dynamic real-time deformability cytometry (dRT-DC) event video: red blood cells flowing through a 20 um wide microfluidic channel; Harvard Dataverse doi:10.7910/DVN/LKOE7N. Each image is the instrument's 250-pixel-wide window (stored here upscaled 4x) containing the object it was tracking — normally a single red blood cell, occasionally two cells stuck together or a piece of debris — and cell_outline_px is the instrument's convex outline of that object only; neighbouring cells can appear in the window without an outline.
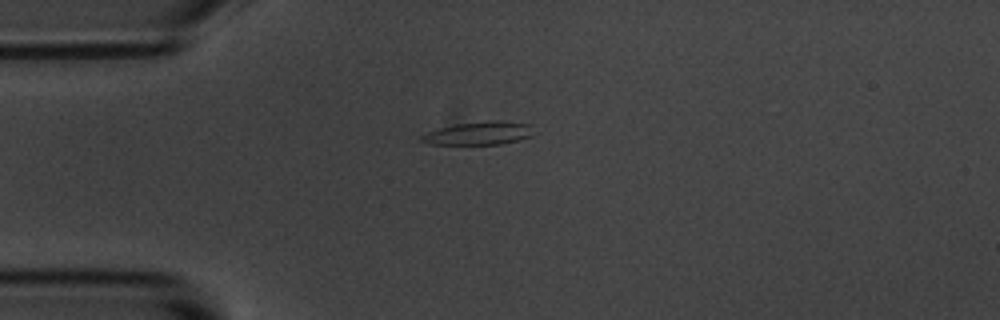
{"species": "common noctule bat (a hibernating species)", "species_latin": "Nyctalus noctula", "temperature_condition": "room temperature", "stored_images_in_passage": 5, "camera_frame_rate_fps": 3000, "um_per_image_px": 0.085, "animal": {"sex": "male", "body_mass_g": 20.1, "forearm_length_mm": 53.5}, "frame": {"image": 1, "passage_image": 1, "time_ms": 0.0, "image_size_px": [1000, 320], "cell_outline_px": [[532, 136], [520, 140], [500, 144], [428, 144], [420, 140], [420, 136], [428, 132], [440, 128], [456, 124], [492, 120], [500, 120], [532, 124]], "centroid_in_image_um": [40.75, 11.32], "position_along_channel_um": 44.3, "area_um2": 15.14}}
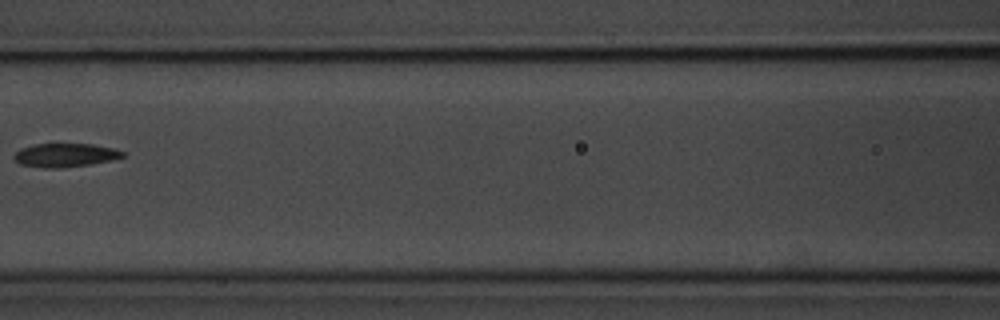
{"frame": {"image": 2, "passage_image": 4, "time_ms": 3.667, "image_size_px": [1000, 320], "cell_outline_px": [[124, 156], [112, 160], [92, 164], [60, 168], [44, 168], [20, 164], [12, 156], [20, 148], [36, 144], [92, 144], [112, 148], [124, 152]], "centroid_in_image_um": [5.52, 13.19], "position_along_channel_um": 161.1, "area_um2": 14.91}}
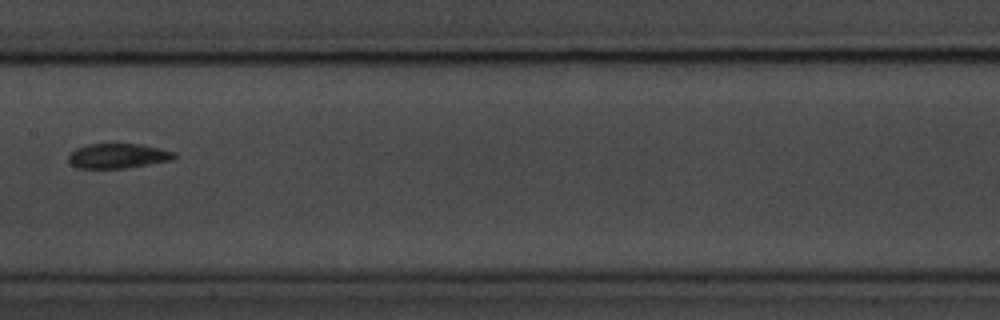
{"frame": {"image": 3, "passage_image": 5, "time_ms": 4.667, "image_size_px": [1000, 320], "cell_outline_px": [[176, 156], [172, 160], [128, 168], [76, 168], [68, 160], [68, 156], [76, 148], [88, 144], [116, 140], [140, 144], [160, 148], [176, 152]], "centroid_in_image_um": [10.03, 13.2], "position_along_channel_um": 197.4, "area_um2": 16.07}}